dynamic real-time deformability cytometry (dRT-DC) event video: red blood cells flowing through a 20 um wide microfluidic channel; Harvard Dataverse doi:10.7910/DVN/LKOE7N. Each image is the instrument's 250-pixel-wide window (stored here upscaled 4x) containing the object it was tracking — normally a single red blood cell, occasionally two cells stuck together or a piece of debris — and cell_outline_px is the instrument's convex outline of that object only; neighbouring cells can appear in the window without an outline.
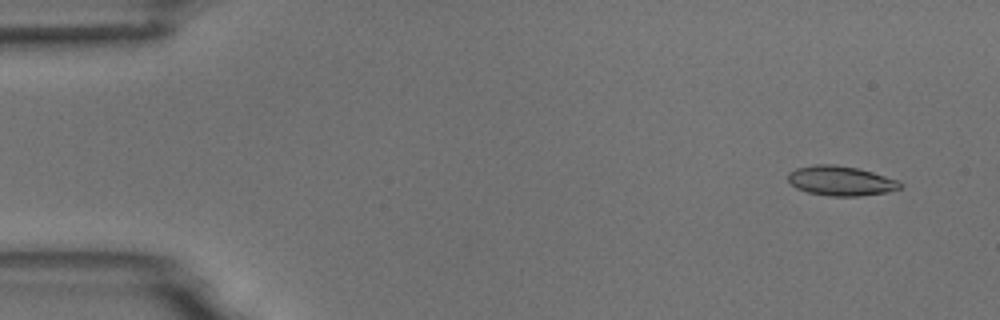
{"species": "common noctule bat (a hibernating species)", "species_latin": "Nyctalus noctula", "temperature_condition": "room temperature", "stored_images_in_passage": 4, "camera_frame_rate_fps": 3000, "um_per_image_px": 0.085, "animal": {"sex": "male", "body_mass_g": 18.8}, "frame": {"image": 1, "passage_image": 1, "time_ms": 0.0, "image_size_px": [1000, 320], "cell_outline_px": [[904, 184], [900, 188], [888, 192], [860, 196], [828, 196], [808, 192], [796, 188], [788, 180], [788, 172], [796, 168], [816, 164], [836, 164], [856, 168], [872, 172], [900, 180]], "centroid_in_image_um": [71.49, 15.37], "position_along_channel_um": 13.5, "area_um2": 19.54}}
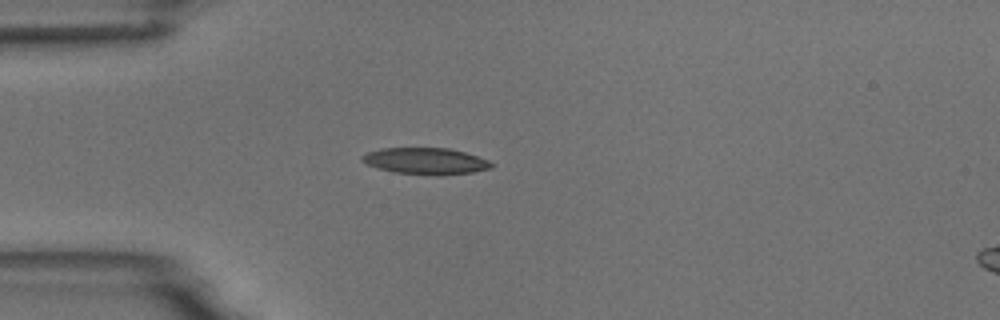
{"frame": {"image": 2, "passage_image": 4, "time_ms": 3.667, "image_size_px": [1000, 320], "cell_outline_px": [[496, 164], [492, 168], [472, 172], [392, 172], [368, 164], [360, 160], [360, 156], [368, 152], [384, 148], [448, 148], [464, 152], [488, 160]], "centroid_in_image_um": [36.16, 13.63], "position_along_channel_um": 48.8, "area_um2": 18.84}}